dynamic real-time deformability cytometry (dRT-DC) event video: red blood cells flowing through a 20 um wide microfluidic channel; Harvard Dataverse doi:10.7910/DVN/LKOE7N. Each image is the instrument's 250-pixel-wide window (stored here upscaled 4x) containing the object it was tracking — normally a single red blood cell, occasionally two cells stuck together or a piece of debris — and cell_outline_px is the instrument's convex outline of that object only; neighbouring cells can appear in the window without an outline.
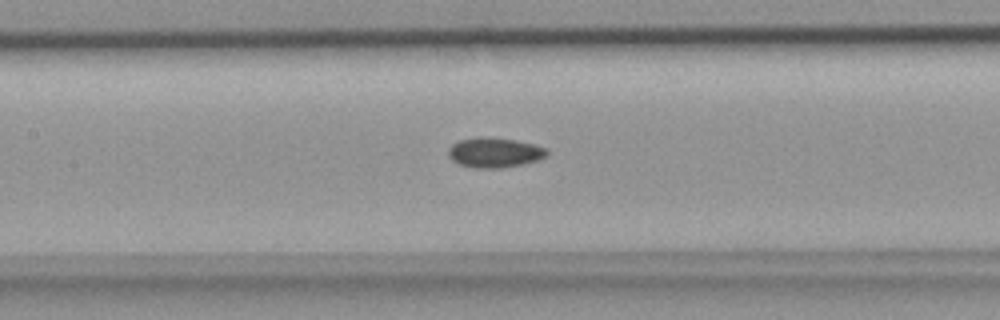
{"species": "common noctule bat (a hibernating species)", "species_latin": "Nyctalus noctula", "temperature_condition": "room temperature", "stored_images_in_passage": 35, "camera_frame_rate_fps": 3000, "um_per_image_px": 0.085, "animal": {"sex": "female", "body_mass_g": 18.4}, "frame": {"image": 1, "passage_image": 11, "time_ms": 3.333, "image_size_px": [1000, 320], "cell_outline_px": [[548, 156], [524, 164], [500, 168], [472, 168], [456, 164], [448, 156], [448, 148], [452, 144], [460, 140], [480, 136], [516, 140], [548, 148]], "centroid_in_image_um": [42.01, 12.97], "position_along_channel_um": 165.4, "area_um2": 17.4}}
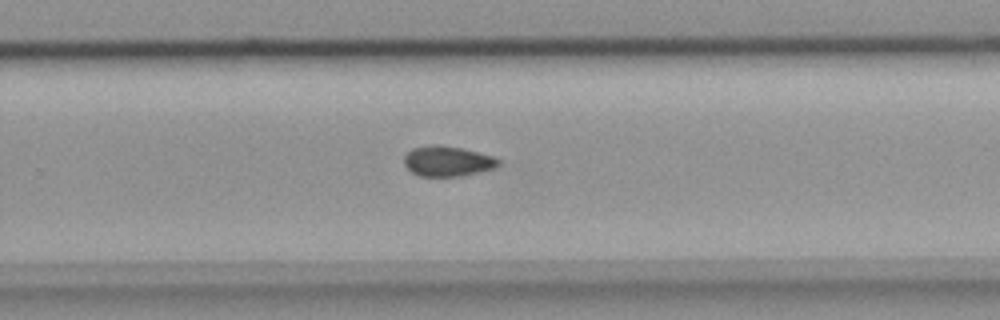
{"frame": {"image": 2, "passage_image": 19, "time_ms": 6.0, "image_size_px": [1000, 320], "cell_outline_px": [[500, 164], [496, 168], [480, 172], [460, 176], [420, 176], [412, 172], [404, 164], [404, 156], [412, 148], [432, 144], [440, 144], [464, 148], [492, 156], [500, 160]], "centroid_in_image_um": [38.05, 13.69], "position_along_channel_um": 291.7, "area_um2": 16.82}}
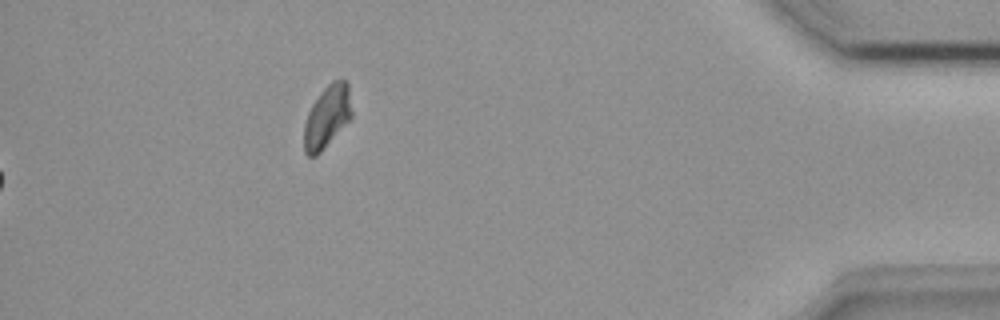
{"frame": {"image": 3, "passage_image": 35, "time_ms": 11.333, "image_size_px": [1000, 320], "cell_outline_px": [[352, 116], [324, 148], [316, 156], [308, 156], [304, 152], [304, 124], [308, 112], [312, 104], [320, 92], [332, 80], [340, 76], [348, 84], [352, 112]], "centroid_in_image_um": [27.79, 9.88], "position_along_channel_um": 407.4, "area_um2": 17.34}}